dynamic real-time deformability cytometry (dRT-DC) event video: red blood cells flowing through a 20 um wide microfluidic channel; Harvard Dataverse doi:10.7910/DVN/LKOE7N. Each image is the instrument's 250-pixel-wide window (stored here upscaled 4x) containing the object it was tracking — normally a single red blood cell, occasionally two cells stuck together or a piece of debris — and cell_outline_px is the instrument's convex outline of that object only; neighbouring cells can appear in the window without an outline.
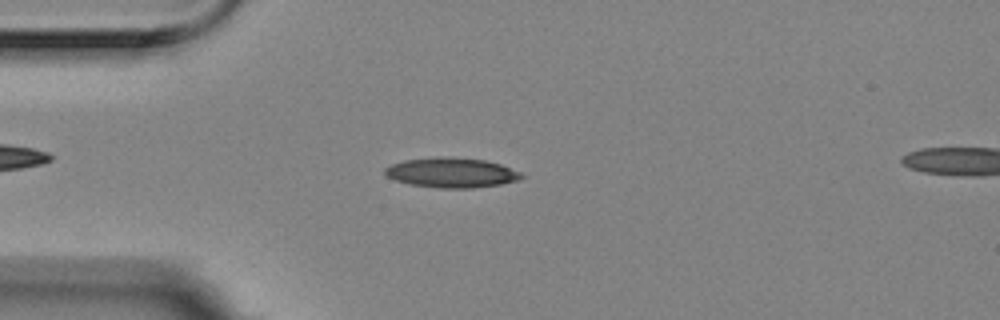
{"species": "Egyptian fruit bat (a non-hibernating species)", "species_latin": "Rousettus aegyptiacus", "temperature_condition": "room temperature", "stored_images_in_passage": 2, "camera_frame_rate_fps": 3000, "um_per_image_px": 0.085, "animal": {"sex": "female"}, "frame": {"image": 1, "passage_image": 1, "time_ms": 0.0, "image_size_px": [1000, 320], "cell_outline_px": [[524, 176], [520, 180], [500, 184], [472, 188], [440, 188], [408, 184], [396, 180], [388, 176], [384, 172], [384, 168], [392, 164], [404, 160], [440, 156], [452, 156], [484, 160], [500, 164], [520, 172]], "centroid_in_image_um": [38.38, 14.67], "position_along_channel_um": 46.6, "area_um2": 23.81}}